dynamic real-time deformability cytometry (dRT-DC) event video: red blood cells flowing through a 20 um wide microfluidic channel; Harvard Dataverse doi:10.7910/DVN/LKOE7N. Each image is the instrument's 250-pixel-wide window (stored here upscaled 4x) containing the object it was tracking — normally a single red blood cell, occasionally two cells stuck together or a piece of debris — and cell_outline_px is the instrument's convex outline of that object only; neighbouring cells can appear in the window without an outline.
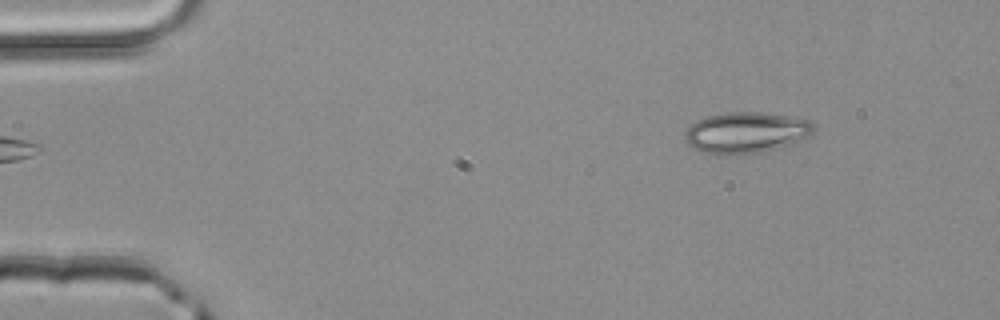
{"species": "common noctule bat (a hibernating species)", "species_latin": "Nyctalus noctula", "temperature_condition": "room temperature", "stored_images_in_passage": 3, "camera_frame_rate_fps": 3000, "um_per_image_px": 0.085, "animal": {"sex": "male", "body_mass_g": 20.4}, "frame": {"image": 1, "passage_image": 3, "time_ms": 0.667, "image_size_px": [1000, 320], "cell_outline_px": [[812, 132], [804, 140], [796, 144], [760, 152], [704, 152], [692, 148], [684, 140], [684, 132], [696, 120], [704, 116], [728, 112], [760, 112], [788, 116], [812, 120]], "centroid_in_image_um": [63.43, 11.23], "position_along_channel_um": 21.6, "area_um2": 30.46}}